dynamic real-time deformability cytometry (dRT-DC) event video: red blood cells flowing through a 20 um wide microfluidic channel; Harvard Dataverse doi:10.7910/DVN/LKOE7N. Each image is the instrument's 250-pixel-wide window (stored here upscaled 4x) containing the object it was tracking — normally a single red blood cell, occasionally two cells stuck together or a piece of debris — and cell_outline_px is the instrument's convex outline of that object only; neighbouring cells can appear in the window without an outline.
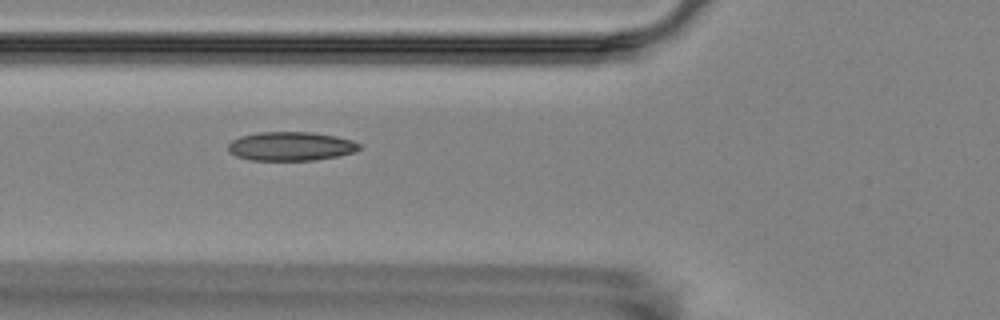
{"species": "Egyptian fruit bat (a non-hibernating species)", "species_latin": "Rousettus aegyptiacus", "temperature_condition": "room temperature", "stored_images_in_passage": 4, "camera_frame_rate_fps": 3000, "um_per_image_px": 0.085, "animal": {"sex": "female"}, "frame": {"image": 1, "passage_image": 3, "time_ms": 2.333, "image_size_px": [1000, 320], "cell_outline_px": [[360, 148], [356, 152], [316, 160], [248, 160], [236, 156], [228, 152], [228, 144], [232, 140], [240, 136], [260, 132], [312, 132], [336, 136], [352, 140], [360, 144]], "centroid_in_image_um": [24.71, 12.43], "position_along_channel_um": 101.1, "area_um2": 22.2}}